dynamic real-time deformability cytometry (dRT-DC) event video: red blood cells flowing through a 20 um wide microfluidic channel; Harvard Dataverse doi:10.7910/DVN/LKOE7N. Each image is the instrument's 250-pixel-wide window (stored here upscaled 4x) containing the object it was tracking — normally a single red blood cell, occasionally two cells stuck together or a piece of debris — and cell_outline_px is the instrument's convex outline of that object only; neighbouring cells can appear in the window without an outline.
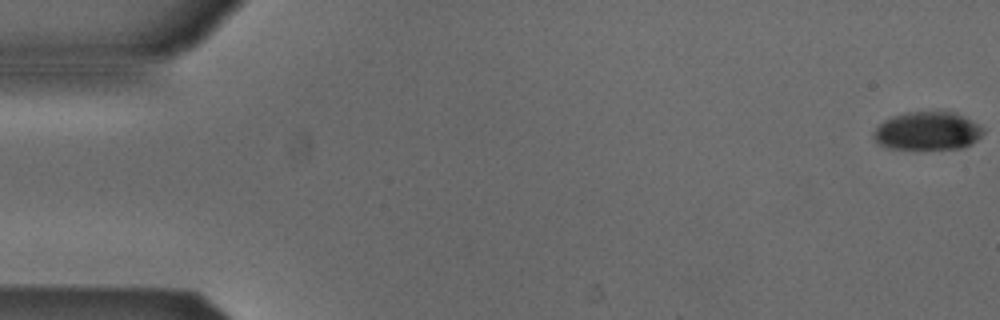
{"species": "Egyptian fruit bat (a non-hibernating species)", "species_latin": "Rousettus aegyptiacus", "temperature_condition": "cold", "stored_images_in_passage": 54, "camera_frame_rate_fps": 3000, "um_per_image_px": 0.085, "animal": {"sex": "male"}, "frame": {"image": 1, "passage_image": 1, "time_ms": 0.0, "image_size_px": [1000, 320], "cell_outline_px": [[984, 132], [972, 144], [960, 148], [884, 148], [872, 136], [872, 132], [884, 120], [892, 116], [908, 112], [952, 112], [964, 116], [980, 124], [984, 128]], "centroid_in_image_um": [78.84, 11.12], "position_along_channel_um": 6.2, "area_um2": 24.28}}
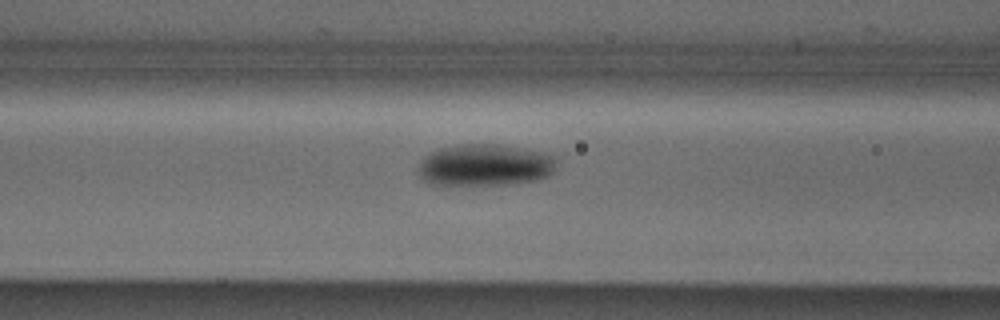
{"frame": {"image": 2, "passage_image": 22, "time_ms": 7.0, "image_size_px": [1000, 320], "cell_outline_px": [[556, 160], [552, 172], [548, 176], [536, 180], [504, 184], [428, 184], [416, 172], [416, 168], [420, 160], [424, 156], [440, 148], [464, 144], [496, 144], [544, 152], [556, 156]], "centroid_in_image_um": [41.18, 14.02], "position_along_channel_um": 125.4, "area_um2": 33.64}}
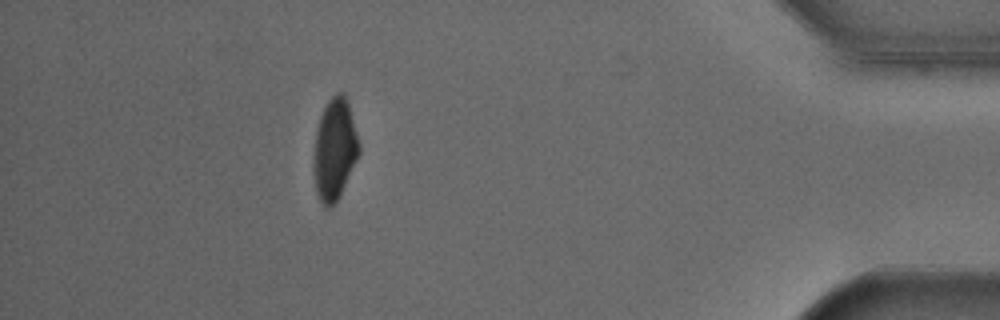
{"frame": {"image": 3, "passage_image": 48, "time_ms": 15.667, "image_size_px": [1000, 320], "cell_outline_px": [[360, 152], [340, 196], [328, 208], [324, 208], [316, 192], [312, 168], [316, 128], [320, 116], [328, 100], [336, 92], [344, 92], [348, 100], [360, 144]], "centroid_in_image_um": [28.43, 12.68], "position_along_channel_um": 406.8, "area_um2": 27.17}, "authors_computed_cell_mechanics": {"area_um2": 29.2757, "velocity_mm_per_s": 3.8802, "shape_relaxation_time_tau1_ms": 3.2967, "shape_relaxation_time_tau2_ms": null, "deformation_change_tau1": 0.1253, "deformation_change_tau2": null}}